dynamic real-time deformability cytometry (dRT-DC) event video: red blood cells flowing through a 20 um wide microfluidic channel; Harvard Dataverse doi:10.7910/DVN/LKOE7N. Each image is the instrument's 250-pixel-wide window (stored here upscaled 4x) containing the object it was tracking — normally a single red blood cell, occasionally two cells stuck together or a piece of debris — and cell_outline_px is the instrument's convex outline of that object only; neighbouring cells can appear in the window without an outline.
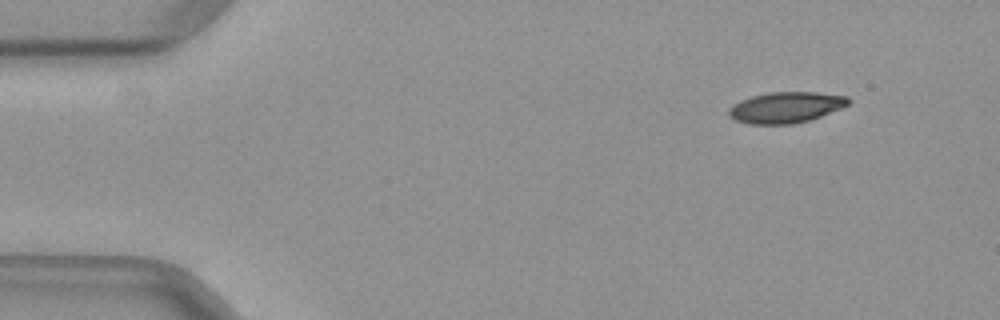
{"species": "common noctule bat (a hibernating species)", "species_latin": "Nyctalus noctula", "temperature_condition": "warm", "stored_images_in_passage": 10, "camera_frame_rate_fps": 3000, "um_per_image_px": 0.085, "animal": {"sex": "female", "body_mass_g": 29.2, "forearm_length_mm": 56.3}, "frame": {"image": 1, "passage_image": 1, "time_ms": 0.0, "image_size_px": [1000, 320], "cell_outline_px": [[852, 100], [848, 104], [840, 108], [820, 116], [808, 120], [792, 124], [748, 124], [736, 120], [728, 116], [728, 108], [732, 104], [740, 100], [752, 96], [768, 92], [816, 92], [848, 96]], "centroid_in_image_um": [66.76, 9.12], "position_along_channel_um": 18.2, "area_um2": 21.62}}